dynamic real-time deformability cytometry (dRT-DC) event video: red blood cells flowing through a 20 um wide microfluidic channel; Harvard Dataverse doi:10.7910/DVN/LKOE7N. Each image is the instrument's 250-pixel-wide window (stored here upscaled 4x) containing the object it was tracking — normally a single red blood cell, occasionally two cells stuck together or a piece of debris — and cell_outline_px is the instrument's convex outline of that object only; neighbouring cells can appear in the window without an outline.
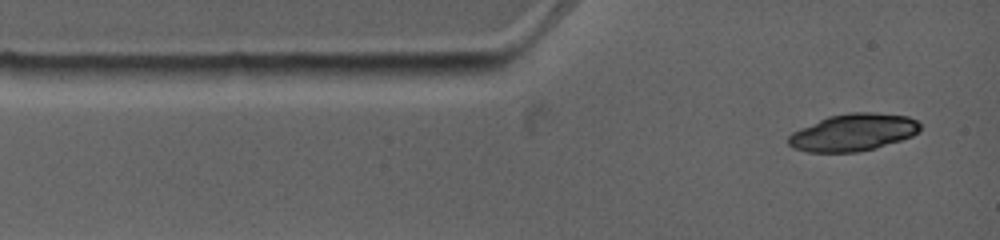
{"species": "common noctule bat (a hibernating species)", "species_latin": "Nyctalus noctula", "temperature_condition": "warm", "stored_images_in_passage": 2, "camera_frame_rate_fps": 4500, "um_per_image_px": 0.085, "animal": {"sex": "female", "body_mass_g": 19.0, "forearm_length_mm": 53.3}, "frame": {"image": 1, "passage_image": 1, "time_ms": 0.0, "image_size_px": [1000, 240], "cell_outline_px": [[920, 128], [912, 136], [900, 140], [872, 148], [856, 152], [808, 152], [792, 148], [788, 144], [788, 136], [792, 132], [800, 128], [828, 116], [848, 112], [872, 112], [908, 116], [916, 120], [920, 124]], "centroid_in_image_um": [72.48, 11.24], "position_along_channel_um": 12.5, "area_um2": 28.38}}